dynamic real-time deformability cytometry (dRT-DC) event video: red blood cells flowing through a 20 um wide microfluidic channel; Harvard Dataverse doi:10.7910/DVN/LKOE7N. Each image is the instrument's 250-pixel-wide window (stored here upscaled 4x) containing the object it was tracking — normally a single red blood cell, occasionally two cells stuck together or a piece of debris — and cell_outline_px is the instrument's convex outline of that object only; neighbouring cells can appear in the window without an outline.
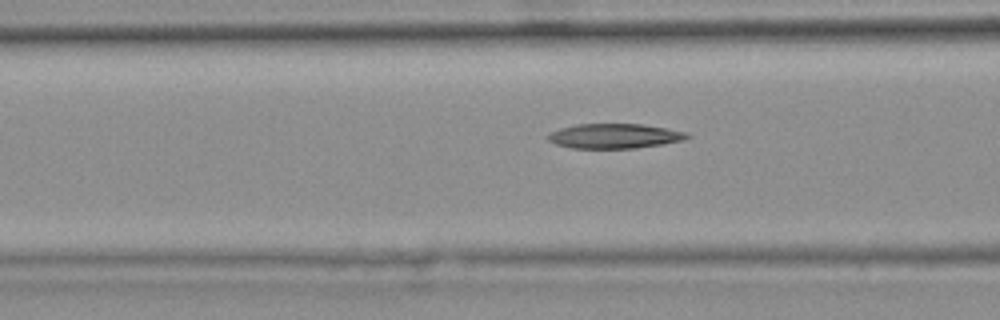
{"species": "common noctule bat (a hibernating species)", "species_latin": "Nyctalus noctula", "temperature_condition": "warm", "stored_images_in_passage": 38, "camera_frame_rate_fps": 3000, "um_per_image_px": 0.085, "animal": {"sex": "female", "body_mass_g": 25.1}, "frame": {"image": 1, "passage_image": 17, "time_ms": 5.333, "image_size_px": [1000, 320], "cell_outline_px": [[692, 136], [684, 140], [636, 148], [572, 148], [556, 144], [548, 140], [544, 136], [548, 132], [560, 128], [576, 124], [644, 124], [688, 132]], "centroid_in_image_um": [52.2, 11.55], "position_along_channel_um": 114.4, "area_um2": 20.23}}